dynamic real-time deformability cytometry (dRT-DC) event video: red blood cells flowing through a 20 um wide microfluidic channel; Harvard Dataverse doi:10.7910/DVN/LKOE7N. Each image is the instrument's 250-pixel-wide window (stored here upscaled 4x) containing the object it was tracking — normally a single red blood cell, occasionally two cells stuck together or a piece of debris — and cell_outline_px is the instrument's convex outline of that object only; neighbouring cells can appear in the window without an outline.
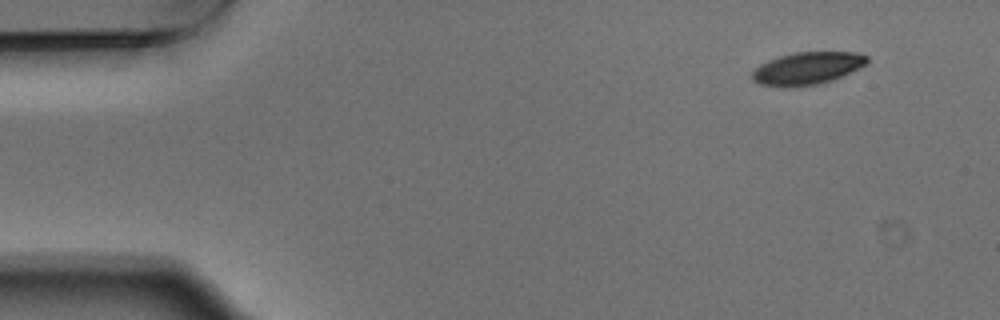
{"species": "Egyptian fruit bat (a non-hibernating species)", "species_latin": "Rousettus aegyptiacus", "temperature_condition": "warm", "stored_images_in_passage": 4, "camera_frame_rate_fps": 3000, "um_per_image_px": 0.085, "animal": {"sex": "male"}, "frame": {"image": 1, "passage_image": 1, "time_ms": 0.0, "image_size_px": [1000, 320], "cell_outline_px": [[868, 60], [860, 68], [832, 80], [816, 84], [792, 88], [760, 84], [752, 80], [752, 72], [760, 64], [768, 60], [780, 56], [796, 52], [860, 52], [868, 56]], "centroid_in_image_um": [68.62, 5.81], "position_along_channel_um": 16.4, "area_um2": 21.73}}
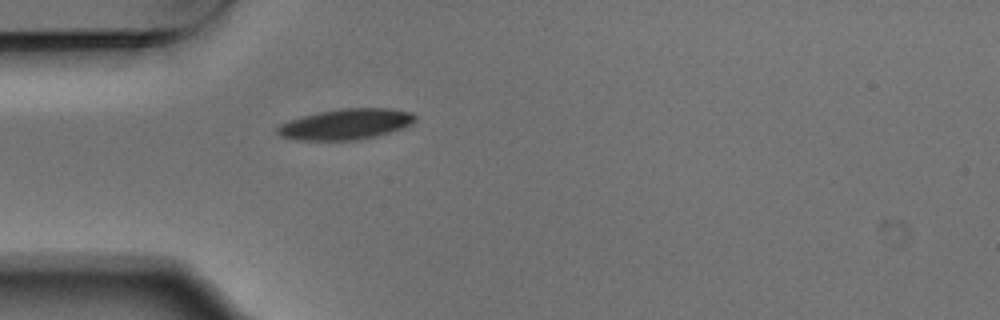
{"frame": {"image": 2, "passage_image": 4, "time_ms": 1.0, "image_size_px": [1000, 320], "cell_outline_px": [[416, 120], [412, 124], [376, 136], [356, 140], [296, 140], [280, 136], [276, 132], [276, 128], [280, 124], [288, 120], [316, 112], [340, 108], [388, 108], [412, 112], [416, 116]], "centroid_in_image_um": [29.36, 10.55], "position_along_channel_um": 55.6, "area_um2": 24.74}}